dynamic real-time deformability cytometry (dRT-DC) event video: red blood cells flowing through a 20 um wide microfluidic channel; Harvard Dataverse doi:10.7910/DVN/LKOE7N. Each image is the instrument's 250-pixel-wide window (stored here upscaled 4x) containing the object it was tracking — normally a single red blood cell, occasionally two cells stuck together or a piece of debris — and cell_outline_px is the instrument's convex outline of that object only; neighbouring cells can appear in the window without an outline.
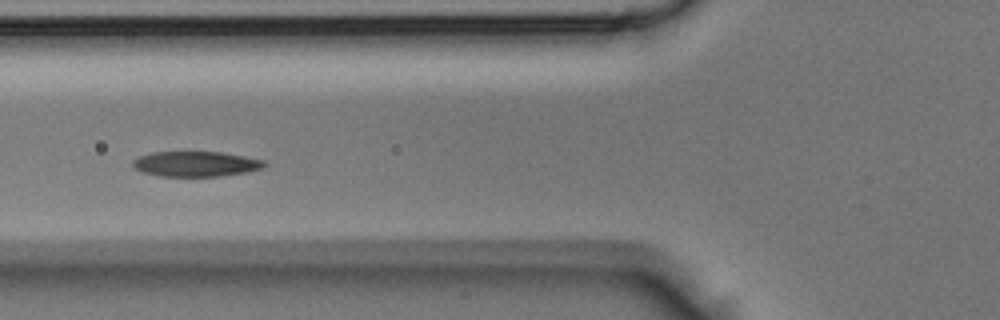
{"species": "Egyptian fruit bat (a non-hibernating species)", "species_latin": "Rousettus aegyptiacus", "temperature_condition": "room temperature", "stored_images_in_passage": 44, "camera_frame_rate_fps": 3000, "um_per_image_px": 0.085, "animal": {"sex": "male"}, "frame": {"image": 1, "passage_image": 16, "time_ms": 5.0, "image_size_px": [1000, 320], "cell_outline_px": [[268, 164], [260, 168], [248, 172], [220, 176], [160, 176], [144, 172], [132, 168], [132, 160], [140, 156], [152, 152], [220, 152], [244, 156], [264, 160]], "centroid_in_image_um": [16.63, 13.93], "position_along_channel_um": 109.2, "area_um2": 19.31}}
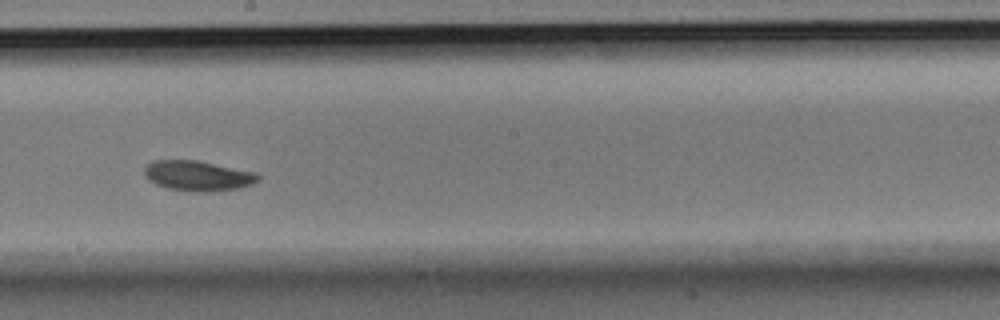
{"frame": {"image": 2, "passage_image": 24, "time_ms": 7.667, "image_size_px": [1000, 320], "cell_outline_px": [[260, 180], [252, 184], [240, 188], [212, 192], [196, 192], [168, 188], [156, 184], [148, 180], [144, 176], [144, 168], [152, 160], [196, 160], [256, 172], [260, 176]], "centroid_in_image_um": [16.83, 14.94], "position_along_channel_um": 231.4, "area_um2": 20.17}}
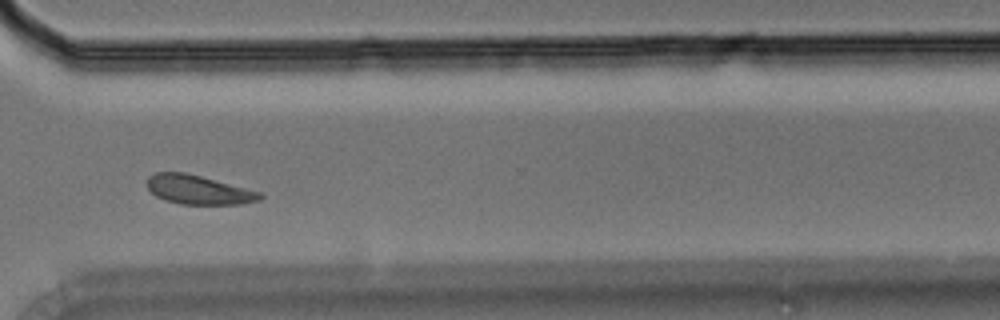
{"frame": {"image": 3, "passage_image": 32, "time_ms": 10.333, "image_size_px": [1000, 320], "cell_outline_px": [[264, 196], [260, 200], [240, 204], [180, 204], [164, 200], [156, 196], [148, 188], [148, 176], [156, 172], [184, 172], [200, 176], [260, 192]], "centroid_in_image_um": [16.85, 16.14], "position_along_channel_um": 353.8, "area_um2": 18.9}}